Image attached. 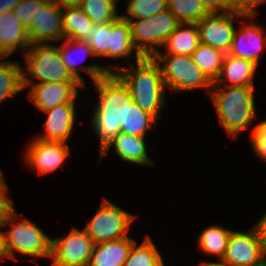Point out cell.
<instances>
[{"instance_id": "44dd1931", "label": "cell", "mask_w": 266, "mask_h": 266, "mask_svg": "<svg viewBox=\"0 0 266 266\" xmlns=\"http://www.w3.org/2000/svg\"><path fill=\"white\" fill-rule=\"evenodd\" d=\"M30 44L28 32L17 19L14 11L0 14V45L5 52L11 55L16 49L23 48L27 51Z\"/></svg>"}, {"instance_id": "cb8c5ba5", "label": "cell", "mask_w": 266, "mask_h": 266, "mask_svg": "<svg viewBox=\"0 0 266 266\" xmlns=\"http://www.w3.org/2000/svg\"><path fill=\"white\" fill-rule=\"evenodd\" d=\"M63 31L65 39L87 41L94 23L80 7H62Z\"/></svg>"}, {"instance_id": "4316f807", "label": "cell", "mask_w": 266, "mask_h": 266, "mask_svg": "<svg viewBox=\"0 0 266 266\" xmlns=\"http://www.w3.org/2000/svg\"><path fill=\"white\" fill-rule=\"evenodd\" d=\"M22 69L18 62L0 63V103L24 89Z\"/></svg>"}, {"instance_id": "d4e9b609", "label": "cell", "mask_w": 266, "mask_h": 266, "mask_svg": "<svg viewBox=\"0 0 266 266\" xmlns=\"http://www.w3.org/2000/svg\"><path fill=\"white\" fill-rule=\"evenodd\" d=\"M225 54L221 50L200 43L191 56L204 75L214 83L220 74Z\"/></svg>"}, {"instance_id": "7a4b0ae2", "label": "cell", "mask_w": 266, "mask_h": 266, "mask_svg": "<svg viewBox=\"0 0 266 266\" xmlns=\"http://www.w3.org/2000/svg\"><path fill=\"white\" fill-rule=\"evenodd\" d=\"M137 67L110 66L129 88L131 98L143 111L157 120L164 106L165 87L160 65L153 57L143 56L136 61Z\"/></svg>"}, {"instance_id": "ab89813d", "label": "cell", "mask_w": 266, "mask_h": 266, "mask_svg": "<svg viewBox=\"0 0 266 266\" xmlns=\"http://www.w3.org/2000/svg\"><path fill=\"white\" fill-rule=\"evenodd\" d=\"M21 0H0V14L6 11H13Z\"/></svg>"}, {"instance_id": "f6af8a7d", "label": "cell", "mask_w": 266, "mask_h": 266, "mask_svg": "<svg viewBox=\"0 0 266 266\" xmlns=\"http://www.w3.org/2000/svg\"><path fill=\"white\" fill-rule=\"evenodd\" d=\"M4 175L2 173V170L0 169V189L5 185V181H4Z\"/></svg>"}, {"instance_id": "5bb4252c", "label": "cell", "mask_w": 266, "mask_h": 266, "mask_svg": "<svg viewBox=\"0 0 266 266\" xmlns=\"http://www.w3.org/2000/svg\"><path fill=\"white\" fill-rule=\"evenodd\" d=\"M32 42H58L65 39L63 31L62 7L56 0H49L39 10L27 31Z\"/></svg>"}, {"instance_id": "f35d334b", "label": "cell", "mask_w": 266, "mask_h": 266, "mask_svg": "<svg viewBox=\"0 0 266 266\" xmlns=\"http://www.w3.org/2000/svg\"><path fill=\"white\" fill-rule=\"evenodd\" d=\"M252 228L255 231L262 252L266 257V214L260 219V221L255 226H252Z\"/></svg>"}, {"instance_id": "5b68a950", "label": "cell", "mask_w": 266, "mask_h": 266, "mask_svg": "<svg viewBox=\"0 0 266 266\" xmlns=\"http://www.w3.org/2000/svg\"><path fill=\"white\" fill-rule=\"evenodd\" d=\"M23 53L26 61V69H22L23 76L30 75L39 80L38 83L78 82L63 64L58 46L32 42Z\"/></svg>"}, {"instance_id": "d6986e66", "label": "cell", "mask_w": 266, "mask_h": 266, "mask_svg": "<svg viewBox=\"0 0 266 266\" xmlns=\"http://www.w3.org/2000/svg\"><path fill=\"white\" fill-rule=\"evenodd\" d=\"M145 137H137L124 133H119L106 147L100 152V157L107 155L109 149L114 146V150L118 157L123 161L149 165L152 166L154 163L149 159L146 153V142Z\"/></svg>"}, {"instance_id": "8fae6325", "label": "cell", "mask_w": 266, "mask_h": 266, "mask_svg": "<svg viewBox=\"0 0 266 266\" xmlns=\"http://www.w3.org/2000/svg\"><path fill=\"white\" fill-rule=\"evenodd\" d=\"M30 86L28 98L42 111L65 103H75L80 82L34 83L28 76H23V87Z\"/></svg>"}, {"instance_id": "7dc6e473", "label": "cell", "mask_w": 266, "mask_h": 266, "mask_svg": "<svg viewBox=\"0 0 266 266\" xmlns=\"http://www.w3.org/2000/svg\"><path fill=\"white\" fill-rule=\"evenodd\" d=\"M262 266H266V258H265L264 263L262 264Z\"/></svg>"}, {"instance_id": "484cf974", "label": "cell", "mask_w": 266, "mask_h": 266, "mask_svg": "<svg viewBox=\"0 0 266 266\" xmlns=\"http://www.w3.org/2000/svg\"><path fill=\"white\" fill-rule=\"evenodd\" d=\"M232 230L219 225H212L204 229L199 237V249L208 255H217L223 259Z\"/></svg>"}, {"instance_id": "f546056e", "label": "cell", "mask_w": 266, "mask_h": 266, "mask_svg": "<svg viewBox=\"0 0 266 266\" xmlns=\"http://www.w3.org/2000/svg\"><path fill=\"white\" fill-rule=\"evenodd\" d=\"M170 10L180 23H197L209 12L201 0H167Z\"/></svg>"}, {"instance_id": "4fadbf2b", "label": "cell", "mask_w": 266, "mask_h": 266, "mask_svg": "<svg viewBox=\"0 0 266 266\" xmlns=\"http://www.w3.org/2000/svg\"><path fill=\"white\" fill-rule=\"evenodd\" d=\"M29 145L25 153V162L40 175L58 169L70 154L69 146L65 142L34 138Z\"/></svg>"}, {"instance_id": "ac0fdd59", "label": "cell", "mask_w": 266, "mask_h": 266, "mask_svg": "<svg viewBox=\"0 0 266 266\" xmlns=\"http://www.w3.org/2000/svg\"><path fill=\"white\" fill-rule=\"evenodd\" d=\"M73 45H74V48L77 47V49H79L78 52H80V50H81L80 54L84 53L85 55H88V56L90 55L92 57H94V55L92 53V50H91L89 44L85 41L64 39L63 45L59 46L60 56H61V60H62L63 64L66 66V68L72 74V76L78 82H80L84 87H85V82L83 81V78L81 77V75L78 72L79 68L82 69V71L87 72V74L93 80V82H95L99 78L105 76L107 73H113V71H115V70H110V69L98 66L97 64L89 65V66L80 65V67L77 68V66H76L77 60H75L76 58H74L72 56L73 55L71 53L72 51H70V50H73V48L71 49V47H73Z\"/></svg>"}, {"instance_id": "30bf717a", "label": "cell", "mask_w": 266, "mask_h": 266, "mask_svg": "<svg viewBox=\"0 0 266 266\" xmlns=\"http://www.w3.org/2000/svg\"><path fill=\"white\" fill-rule=\"evenodd\" d=\"M233 15L236 17L252 18L255 14H244L238 11L224 13H209L196 23L199 30L200 43L229 53L235 28Z\"/></svg>"}, {"instance_id": "3957f363", "label": "cell", "mask_w": 266, "mask_h": 266, "mask_svg": "<svg viewBox=\"0 0 266 266\" xmlns=\"http://www.w3.org/2000/svg\"><path fill=\"white\" fill-rule=\"evenodd\" d=\"M208 93L228 136L238 137L256 117L254 87L212 85Z\"/></svg>"}, {"instance_id": "603a6c76", "label": "cell", "mask_w": 266, "mask_h": 266, "mask_svg": "<svg viewBox=\"0 0 266 266\" xmlns=\"http://www.w3.org/2000/svg\"><path fill=\"white\" fill-rule=\"evenodd\" d=\"M200 44L196 23H180L165 42L166 54L191 56Z\"/></svg>"}, {"instance_id": "7402d4cb", "label": "cell", "mask_w": 266, "mask_h": 266, "mask_svg": "<svg viewBox=\"0 0 266 266\" xmlns=\"http://www.w3.org/2000/svg\"><path fill=\"white\" fill-rule=\"evenodd\" d=\"M133 50V51H132ZM135 51V59L138 61L143 56L135 48L131 27L128 20L123 19L121 16L111 22V34L109 40V59L131 57V54Z\"/></svg>"}, {"instance_id": "b9f144b4", "label": "cell", "mask_w": 266, "mask_h": 266, "mask_svg": "<svg viewBox=\"0 0 266 266\" xmlns=\"http://www.w3.org/2000/svg\"><path fill=\"white\" fill-rule=\"evenodd\" d=\"M200 266H227L222 260L221 262H202Z\"/></svg>"}, {"instance_id": "bcb514c9", "label": "cell", "mask_w": 266, "mask_h": 266, "mask_svg": "<svg viewBox=\"0 0 266 266\" xmlns=\"http://www.w3.org/2000/svg\"><path fill=\"white\" fill-rule=\"evenodd\" d=\"M109 1H111V2H113L115 5H117V1H119V0H109Z\"/></svg>"}, {"instance_id": "52a82bcc", "label": "cell", "mask_w": 266, "mask_h": 266, "mask_svg": "<svg viewBox=\"0 0 266 266\" xmlns=\"http://www.w3.org/2000/svg\"><path fill=\"white\" fill-rule=\"evenodd\" d=\"M128 20L131 27L132 41L137 51L145 57H153L163 46L180 22L170 11L159 12L146 19Z\"/></svg>"}, {"instance_id": "9c48e42d", "label": "cell", "mask_w": 266, "mask_h": 266, "mask_svg": "<svg viewBox=\"0 0 266 266\" xmlns=\"http://www.w3.org/2000/svg\"><path fill=\"white\" fill-rule=\"evenodd\" d=\"M93 247L85 229L73 228L65 237L51 240V266H88Z\"/></svg>"}, {"instance_id": "ba28073f", "label": "cell", "mask_w": 266, "mask_h": 266, "mask_svg": "<svg viewBox=\"0 0 266 266\" xmlns=\"http://www.w3.org/2000/svg\"><path fill=\"white\" fill-rule=\"evenodd\" d=\"M135 215L117 207L107 198L84 228L94 244L127 237Z\"/></svg>"}, {"instance_id": "836d02e7", "label": "cell", "mask_w": 266, "mask_h": 266, "mask_svg": "<svg viewBox=\"0 0 266 266\" xmlns=\"http://www.w3.org/2000/svg\"><path fill=\"white\" fill-rule=\"evenodd\" d=\"M49 0H21L14 8V14L28 31L31 28L32 20L35 19L39 10L45 6Z\"/></svg>"}, {"instance_id": "8d00e7d4", "label": "cell", "mask_w": 266, "mask_h": 266, "mask_svg": "<svg viewBox=\"0 0 266 266\" xmlns=\"http://www.w3.org/2000/svg\"><path fill=\"white\" fill-rule=\"evenodd\" d=\"M232 5V11H238L244 14H255L256 6L264 3L262 0H230Z\"/></svg>"}, {"instance_id": "7c38bea8", "label": "cell", "mask_w": 266, "mask_h": 266, "mask_svg": "<svg viewBox=\"0 0 266 266\" xmlns=\"http://www.w3.org/2000/svg\"><path fill=\"white\" fill-rule=\"evenodd\" d=\"M265 258L253 228L245 232L231 231L222 259L227 266H262Z\"/></svg>"}, {"instance_id": "74e56055", "label": "cell", "mask_w": 266, "mask_h": 266, "mask_svg": "<svg viewBox=\"0 0 266 266\" xmlns=\"http://www.w3.org/2000/svg\"><path fill=\"white\" fill-rule=\"evenodd\" d=\"M209 13H221L232 11L230 0H201Z\"/></svg>"}, {"instance_id": "e0dca14e", "label": "cell", "mask_w": 266, "mask_h": 266, "mask_svg": "<svg viewBox=\"0 0 266 266\" xmlns=\"http://www.w3.org/2000/svg\"><path fill=\"white\" fill-rule=\"evenodd\" d=\"M258 65L253 61L225 54L220 74L213 85L254 87ZM228 82V85L225 84Z\"/></svg>"}, {"instance_id": "e575fe53", "label": "cell", "mask_w": 266, "mask_h": 266, "mask_svg": "<svg viewBox=\"0 0 266 266\" xmlns=\"http://www.w3.org/2000/svg\"><path fill=\"white\" fill-rule=\"evenodd\" d=\"M251 143L254 153L266 161V119L253 128Z\"/></svg>"}, {"instance_id": "6da1fadb", "label": "cell", "mask_w": 266, "mask_h": 266, "mask_svg": "<svg viewBox=\"0 0 266 266\" xmlns=\"http://www.w3.org/2000/svg\"><path fill=\"white\" fill-rule=\"evenodd\" d=\"M99 100L94 108L92 128L100 140V152L125 126L127 106L133 102L127 85L116 73H107L94 82Z\"/></svg>"}, {"instance_id": "f1b7e54d", "label": "cell", "mask_w": 266, "mask_h": 266, "mask_svg": "<svg viewBox=\"0 0 266 266\" xmlns=\"http://www.w3.org/2000/svg\"><path fill=\"white\" fill-rule=\"evenodd\" d=\"M157 123V119L148 112L143 111L132 102L127 106L125 126H121V133L137 137H145L146 132Z\"/></svg>"}, {"instance_id": "4dcf8cb0", "label": "cell", "mask_w": 266, "mask_h": 266, "mask_svg": "<svg viewBox=\"0 0 266 266\" xmlns=\"http://www.w3.org/2000/svg\"><path fill=\"white\" fill-rule=\"evenodd\" d=\"M117 6L109 0H83L80 8L94 24H105L117 20Z\"/></svg>"}, {"instance_id": "2e32d148", "label": "cell", "mask_w": 266, "mask_h": 266, "mask_svg": "<svg viewBox=\"0 0 266 266\" xmlns=\"http://www.w3.org/2000/svg\"><path fill=\"white\" fill-rule=\"evenodd\" d=\"M44 112L48 114L44 122V133L35 138L67 143L75 123V103L58 105Z\"/></svg>"}, {"instance_id": "277c9868", "label": "cell", "mask_w": 266, "mask_h": 266, "mask_svg": "<svg viewBox=\"0 0 266 266\" xmlns=\"http://www.w3.org/2000/svg\"><path fill=\"white\" fill-rule=\"evenodd\" d=\"M15 209L9 214L3 227L13 223L11 230L2 232L3 260L4 257L16 259L14 251L28 256L50 257L51 240L35 224L25 218L21 222Z\"/></svg>"}, {"instance_id": "7bdbcfd3", "label": "cell", "mask_w": 266, "mask_h": 266, "mask_svg": "<svg viewBox=\"0 0 266 266\" xmlns=\"http://www.w3.org/2000/svg\"><path fill=\"white\" fill-rule=\"evenodd\" d=\"M9 55L5 52V50L2 48V46L0 45V63H3L5 61H1V59L4 57L7 58ZM2 57V58H1Z\"/></svg>"}, {"instance_id": "60d3db41", "label": "cell", "mask_w": 266, "mask_h": 266, "mask_svg": "<svg viewBox=\"0 0 266 266\" xmlns=\"http://www.w3.org/2000/svg\"><path fill=\"white\" fill-rule=\"evenodd\" d=\"M61 7H80L83 0H56Z\"/></svg>"}, {"instance_id": "d590c367", "label": "cell", "mask_w": 266, "mask_h": 266, "mask_svg": "<svg viewBox=\"0 0 266 266\" xmlns=\"http://www.w3.org/2000/svg\"><path fill=\"white\" fill-rule=\"evenodd\" d=\"M8 185L5 184L0 189V228L4 226L9 214L14 210L13 201L7 197Z\"/></svg>"}, {"instance_id": "1f68e13d", "label": "cell", "mask_w": 266, "mask_h": 266, "mask_svg": "<svg viewBox=\"0 0 266 266\" xmlns=\"http://www.w3.org/2000/svg\"><path fill=\"white\" fill-rule=\"evenodd\" d=\"M127 15H121L125 20L146 19L159 12L167 10V0H128Z\"/></svg>"}, {"instance_id": "8992f818", "label": "cell", "mask_w": 266, "mask_h": 266, "mask_svg": "<svg viewBox=\"0 0 266 266\" xmlns=\"http://www.w3.org/2000/svg\"><path fill=\"white\" fill-rule=\"evenodd\" d=\"M153 58L160 65L164 84L170 87L171 91H190L197 88L211 91L213 83L194 63L192 56L163 55L159 50ZM162 63H164L163 67Z\"/></svg>"}, {"instance_id": "83f0119b", "label": "cell", "mask_w": 266, "mask_h": 266, "mask_svg": "<svg viewBox=\"0 0 266 266\" xmlns=\"http://www.w3.org/2000/svg\"><path fill=\"white\" fill-rule=\"evenodd\" d=\"M123 266H165L163 258L151 240L146 239L137 246L135 241L129 251L128 258Z\"/></svg>"}, {"instance_id": "ffe728a7", "label": "cell", "mask_w": 266, "mask_h": 266, "mask_svg": "<svg viewBox=\"0 0 266 266\" xmlns=\"http://www.w3.org/2000/svg\"><path fill=\"white\" fill-rule=\"evenodd\" d=\"M135 242L130 237L94 244L88 266H123Z\"/></svg>"}, {"instance_id": "ee69618b", "label": "cell", "mask_w": 266, "mask_h": 266, "mask_svg": "<svg viewBox=\"0 0 266 266\" xmlns=\"http://www.w3.org/2000/svg\"><path fill=\"white\" fill-rule=\"evenodd\" d=\"M0 259L3 261L2 231H0Z\"/></svg>"}, {"instance_id": "9a60e30c", "label": "cell", "mask_w": 266, "mask_h": 266, "mask_svg": "<svg viewBox=\"0 0 266 266\" xmlns=\"http://www.w3.org/2000/svg\"><path fill=\"white\" fill-rule=\"evenodd\" d=\"M250 22L235 30L229 54L259 65L260 53L266 48V35L262 27Z\"/></svg>"}, {"instance_id": "d6a6232c", "label": "cell", "mask_w": 266, "mask_h": 266, "mask_svg": "<svg viewBox=\"0 0 266 266\" xmlns=\"http://www.w3.org/2000/svg\"><path fill=\"white\" fill-rule=\"evenodd\" d=\"M111 34V22L105 24H94V29L90 32V37L86 41L94 57L109 58V40Z\"/></svg>"}]
</instances>
